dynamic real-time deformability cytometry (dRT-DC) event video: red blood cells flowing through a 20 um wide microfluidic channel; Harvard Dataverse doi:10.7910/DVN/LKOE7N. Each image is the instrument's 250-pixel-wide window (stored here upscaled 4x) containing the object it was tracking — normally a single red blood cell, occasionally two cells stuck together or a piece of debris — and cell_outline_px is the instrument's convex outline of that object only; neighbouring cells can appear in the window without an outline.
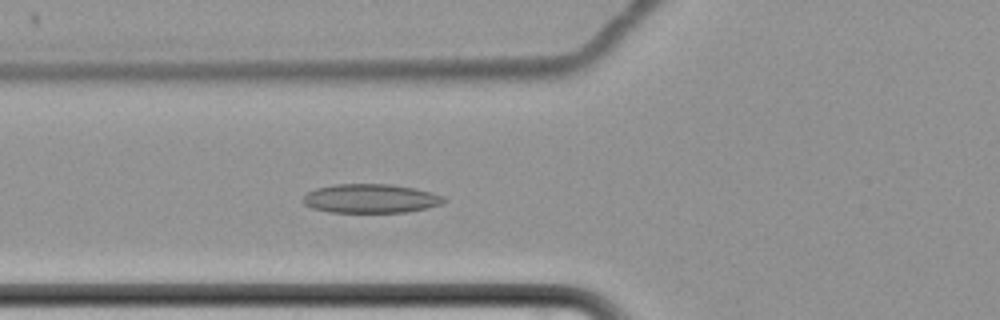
{"species": "common noctule bat (a hibernating species)", "species_latin": "Nyctalus noctula", "temperature_condition": "cold", "stored_images_in_passage": 67, "camera_frame_rate_fps": 3000, "um_per_image_px": 0.085, "animal": {"sex": "female", "body_mass_g": 22.7, "forearm_length_mm": 54.2}, "frame": {"image": 1, "passage_image": 29, "time_ms": 9.333, "image_size_px": [1000, 320], "cell_outline_px": [[448, 200], [444, 204], [428, 208], [404, 212], [328, 212], [312, 208], [304, 204], [304, 196], [308, 192], [316, 188], [332, 184], [392, 184], [416, 188], [432, 192], [444, 196]], "centroid_in_image_um": [31.56, 16.87], "position_along_channel_um": 94.2, "area_um2": 24.04}}
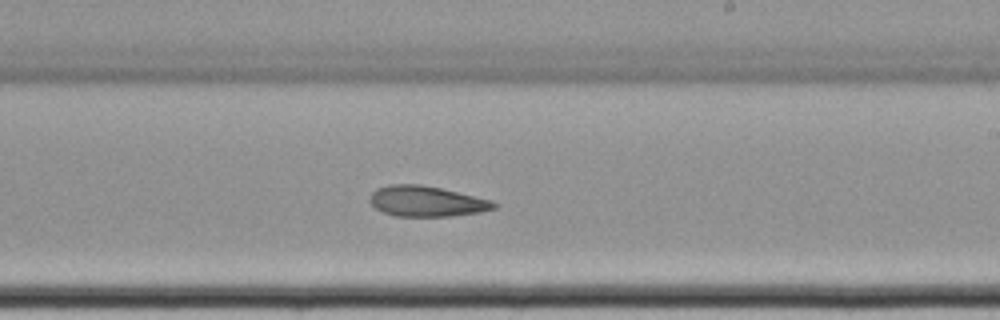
{"frame": {"image": 2, "passage_image": 43, "time_ms": 14.0, "image_size_px": [1000, 320], "cell_outline_px": [[496, 208], [480, 212], [448, 216], [396, 216], [384, 212], [376, 208], [368, 200], [372, 192], [376, 188], [388, 184], [420, 184], [440, 188], [492, 200], [496, 204]], "centroid_in_image_um": [36.22, 17.1], "position_along_channel_um": 252.8, "area_um2": 21.96}}
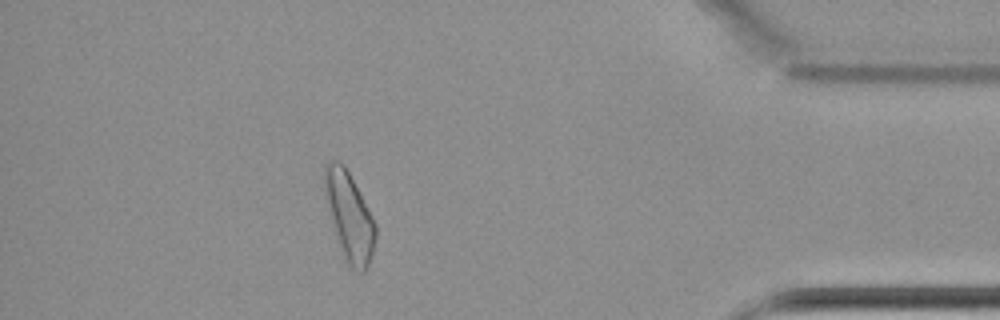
{"frame": {"image": 3, "passage_image": 60, "time_ms": 19.667, "image_size_px": [1000, 320], "cell_outline_px": [[376, 236], [368, 268], [364, 272], [360, 272], [348, 268], [344, 260], [332, 224], [328, 208], [324, 184], [324, 164], [328, 160], [336, 160], [344, 164], [376, 224]], "centroid_in_image_um": [29.68, 18.43], "position_along_channel_um": 405.5, "area_um2": 26.01}, "authors_computed_cell_mechanics": {"area_um2": 25.3742, "velocity_mm_per_s": 3.4021, "shape_relaxation_time_tau1_ms": null, "shape_relaxation_time_tau2_ms": 10.8568, "deformation_change_tau1": null, "deformation_change_tau2": 0.1743}}